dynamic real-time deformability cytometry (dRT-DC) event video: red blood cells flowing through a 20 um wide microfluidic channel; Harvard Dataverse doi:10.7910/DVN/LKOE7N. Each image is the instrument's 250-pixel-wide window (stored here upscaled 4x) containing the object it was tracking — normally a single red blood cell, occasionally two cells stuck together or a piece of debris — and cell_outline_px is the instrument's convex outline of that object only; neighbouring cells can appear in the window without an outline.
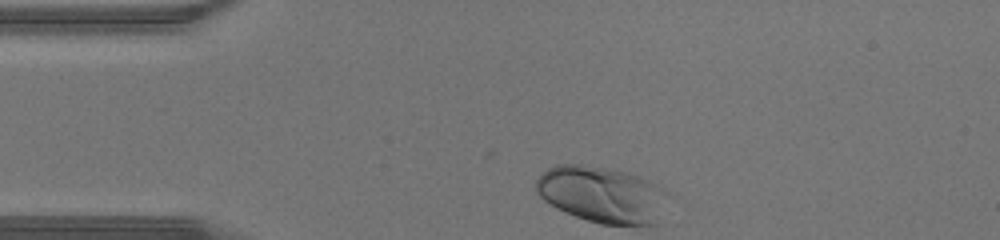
{"species": "human", "species_latin": "Homo sapiens", "temperature_condition": "warm", "stored_images_in_passage": 27, "camera_frame_rate_fps": 3000, "um_per_image_px": 0.085, "donor": {"sex": "male"}, "frame": {"image": 1, "passage_image": 1, "time_ms": 0.0, "image_size_px": [1000, 240], "cell_outline_px": [[668, 192], [656, 224], [600, 224], [576, 216], [556, 208], [544, 200], [536, 192], [536, 180], [548, 168], [556, 164], [580, 164], [628, 172], [648, 180], [656, 184]], "centroid_in_image_um": [51.14, 16.52], "position_along_channel_um": 33.9, "area_um2": 42.83}}
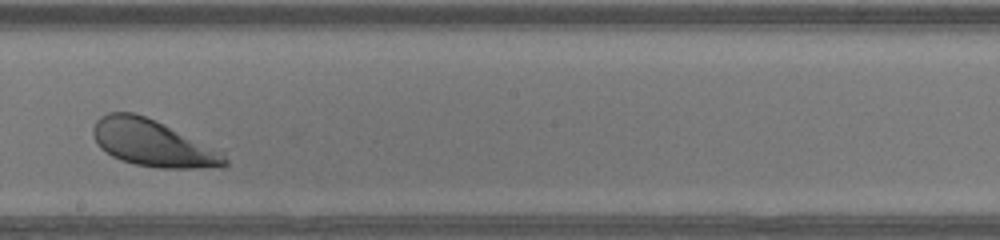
{"frame": {"image": 2, "passage_image": 17, "time_ms": 5.333, "image_size_px": [1000, 240], "cell_outline_px": [[228, 164], [224, 168], [160, 168], [136, 164], [120, 160], [112, 156], [100, 148], [92, 132], [92, 128], [96, 120], [100, 116], [108, 112], [132, 112], [156, 120], [164, 124], [224, 156], [228, 160]], "centroid_in_image_um": [12.89, 12.17], "position_along_channel_um": 235.3, "area_um2": 34.97}}
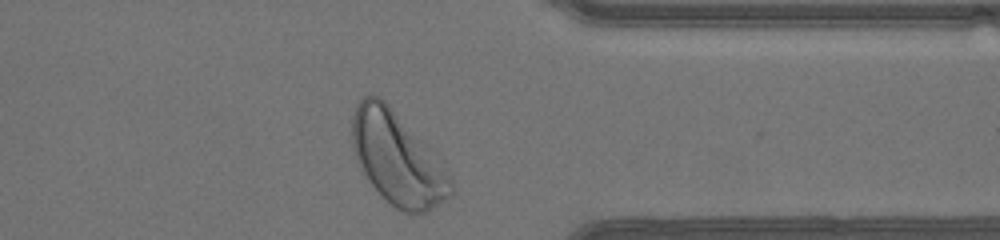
{"frame": {"image": 3, "passage_image": 27, "time_ms": 8.667, "image_size_px": [1000, 240], "cell_outline_px": [[452, 196], [424, 212], [404, 212], [396, 208], [368, 180], [360, 168], [356, 160], [352, 148], [352, 116], [356, 104], [364, 96], [380, 96], [388, 104], [444, 168], [452, 180]], "centroid_in_image_um": [33.72, 13.47], "position_along_channel_um": 377.7, "area_um2": 51.62}}